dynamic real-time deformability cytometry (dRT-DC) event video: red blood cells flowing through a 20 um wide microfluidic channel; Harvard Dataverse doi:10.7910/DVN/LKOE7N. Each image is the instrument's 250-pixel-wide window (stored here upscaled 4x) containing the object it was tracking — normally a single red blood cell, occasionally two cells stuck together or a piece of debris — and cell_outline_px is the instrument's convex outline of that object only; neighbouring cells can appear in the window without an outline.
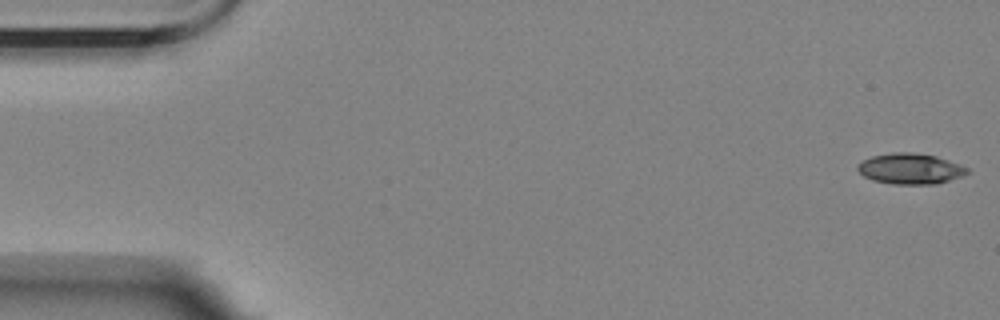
{"species": "Egyptian fruit bat (a non-hibernating species)", "species_latin": "Rousettus aegyptiacus", "temperature_condition": "room temperature", "stored_images_in_passage": 6, "camera_frame_rate_fps": 3000, "um_per_image_px": 0.085, "animal": {"sex": "female"}, "frame": {"image": 1, "passage_image": 1, "time_ms": 0.0, "image_size_px": [1000, 320], "cell_outline_px": [[968, 172], [960, 176], [936, 184], [892, 184], [872, 180], [864, 176], [856, 168], [856, 164], [872, 156], [892, 152], [912, 152], [936, 156], [960, 164], [968, 168]], "centroid_in_image_um": [77.34, 14.33], "position_along_channel_um": 7.7, "area_um2": 19.54}}
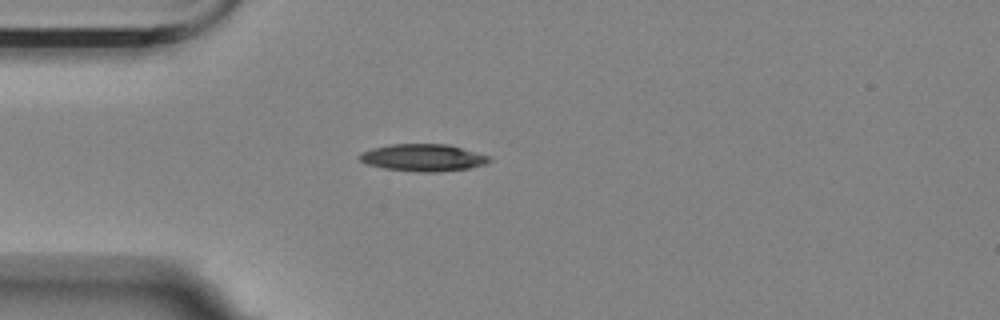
{"frame": {"image": 2, "passage_image": 5, "time_ms": 4.667, "image_size_px": [1000, 320], "cell_outline_px": [[492, 160], [484, 164], [468, 168], [436, 172], [424, 172], [384, 168], [368, 164], [360, 160], [356, 156], [360, 152], [372, 148], [392, 144], [448, 144], [488, 156]], "centroid_in_image_um": [35.91, 13.39], "position_along_channel_um": 49.1, "area_um2": 20.29}}